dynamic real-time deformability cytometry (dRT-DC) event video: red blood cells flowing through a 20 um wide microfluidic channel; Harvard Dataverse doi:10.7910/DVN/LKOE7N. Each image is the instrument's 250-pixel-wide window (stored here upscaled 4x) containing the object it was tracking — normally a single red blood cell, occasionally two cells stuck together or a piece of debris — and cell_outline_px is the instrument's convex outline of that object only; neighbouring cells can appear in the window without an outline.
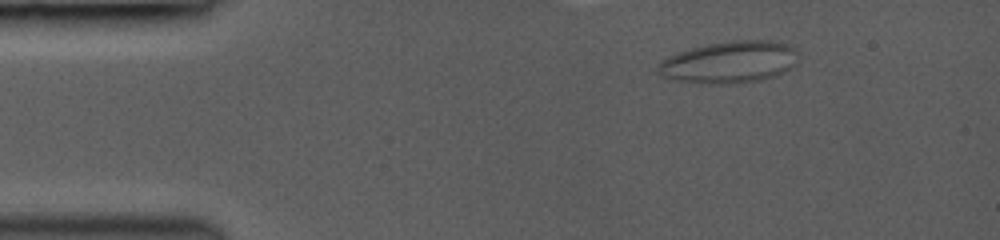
{"species": "common noctule bat (a hibernating species)", "species_latin": "Nyctalus noctula", "temperature_condition": "room temperature", "stored_images_in_passage": 8, "camera_frame_rate_fps": 3000, "um_per_image_px": 0.085, "animal": {"sex": "female", "body_mass_g": 19.0, "forearm_length_mm": 53.3}, "frame": {"image": 1, "passage_image": 2, "time_ms": 1.0, "image_size_px": [1000, 240], "cell_outline_px": [[796, 64], [792, 68], [776, 76], [760, 80], [728, 84], [708, 84], [672, 80], [660, 76], [656, 72], [656, 68], [660, 60], [668, 56], [692, 48], [708, 44], [732, 40], [776, 40], [788, 44], [796, 48]], "centroid_in_image_um": [61.99, 5.29], "position_along_channel_um": 23.0, "area_um2": 34.74}}
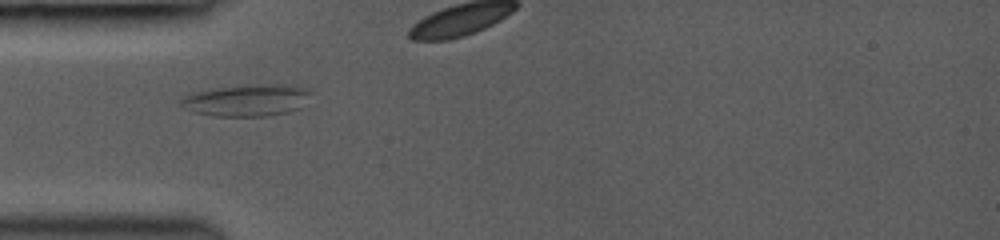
{"frame": {"image": 2, "passage_image": 6, "time_ms": 4.0, "image_size_px": [1000, 240], "cell_outline_px": [[312, 92], [300, 108], [288, 112], [268, 116], [212, 116], [192, 112], [180, 104], [180, 100], [184, 96], [196, 92], [212, 88], [248, 84], [284, 84], [308, 88]], "centroid_in_image_um": [20.99, 8.51], "position_along_channel_um": 64.0, "area_um2": 24.33}}
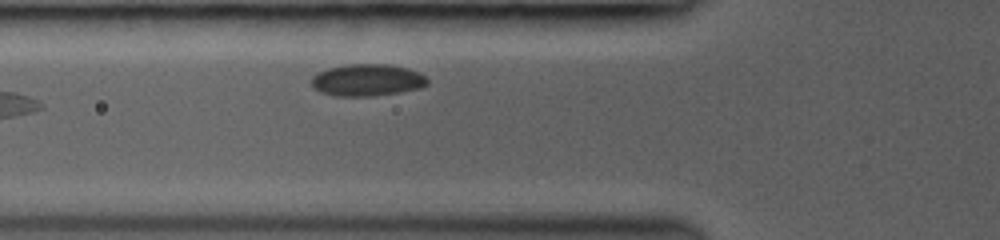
{"frame": {"image": 3, "passage_image": 8, "time_ms": 5.667, "image_size_px": [1000, 240], "cell_outline_px": [[428, 84], [420, 88], [400, 92], [372, 96], [336, 96], [320, 92], [312, 88], [312, 76], [328, 68], [348, 64], [388, 64], [408, 68], [420, 72], [428, 80]], "centroid_in_image_um": [31.22, 6.81], "position_along_channel_um": 94.6, "area_um2": 21.68}}